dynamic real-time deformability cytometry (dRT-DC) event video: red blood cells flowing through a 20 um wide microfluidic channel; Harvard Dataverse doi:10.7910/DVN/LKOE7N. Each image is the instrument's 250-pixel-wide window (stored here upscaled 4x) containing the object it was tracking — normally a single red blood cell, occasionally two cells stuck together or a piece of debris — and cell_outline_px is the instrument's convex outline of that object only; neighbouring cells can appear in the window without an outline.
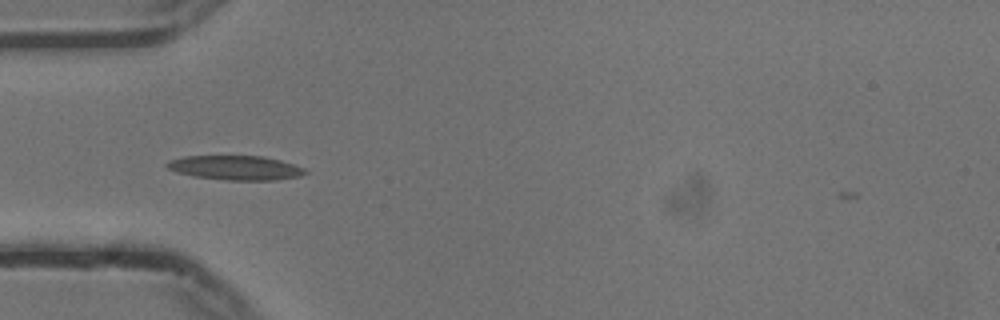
{"species": "common noctule bat (a hibernating species)", "species_latin": "Nyctalus noctula", "temperature_condition": "cold", "stored_images_in_passage": 39, "camera_frame_rate_fps": 3000, "um_per_image_px": 0.085, "animal": {"sex": "male", "body_mass_g": 13.3}, "frame": {"image": 1, "passage_image": 1, "time_ms": 0.0, "image_size_px": [1000, 320], "cell_outline_px": [[308, 172], [300, 176], [276, 180], [228, 180], [196, 176], [176, 172], [168, 168], [164, 164], [168, 160], [184, 156], [264, 156], [280, 160], [304, 168]], "centroid_in_image_um": [20.01, 14.25], "position_along_channel_um": 65.0, "area_um2": 19.54}}
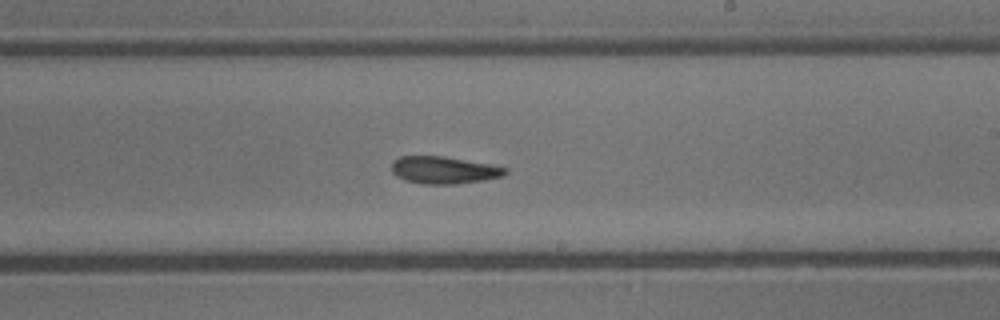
{"frame": {"image": 2, "passage_image": 16, "time_ms": 5.0, "image_size_px": [1000, 320], "cell_outline_px": [[508, 172], [504, 176], [484, 180], [456, 184], [424, 184], [404, 180], [396, 176], [392, 172], [392, 160], [400, 156], [444, 156], [488, 164], [508, 168]], "centroid_in_image_um": [37.72, 14.46], "position_along_channel_um": 251.3, "area_um2": 18.15}}
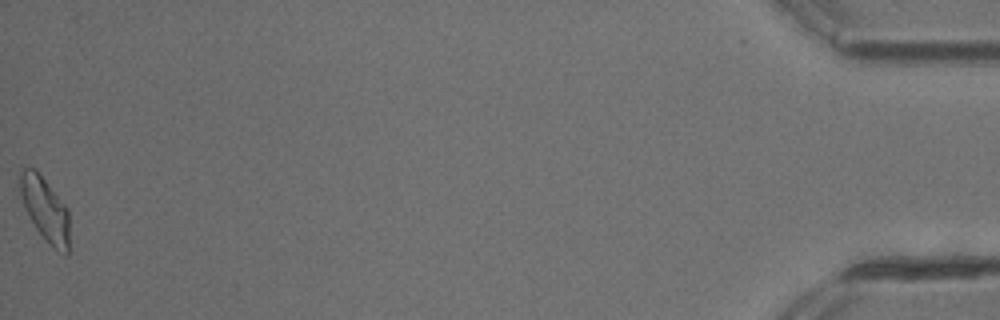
{"frame": {"image": 3, "passage_image": 39, "time_ms": 12.667, "image_size_px": [1000, 320], "cell_outline_px": [[68, 256], [64, 256], [36, 228], [24, 208], [20, 196], [20, 168], [36, 168], [68, 208]], "centroid_in_image_um": [3.82, 17.72], "position_along_channel_um": 431.4, "area_um2": 18.21}, "authors_computed_cell_mechanics": {"area_um2": 18.1492, "velocity_mm_per_s": 3.7255, "shape_relaxation_time_tau1_ms": 9.5986, "shape_relaxation_time_tau2_ms": 4.0652, "deformation_change_tau1": 0.198, "deformation_change_tau2": 0.1193}}